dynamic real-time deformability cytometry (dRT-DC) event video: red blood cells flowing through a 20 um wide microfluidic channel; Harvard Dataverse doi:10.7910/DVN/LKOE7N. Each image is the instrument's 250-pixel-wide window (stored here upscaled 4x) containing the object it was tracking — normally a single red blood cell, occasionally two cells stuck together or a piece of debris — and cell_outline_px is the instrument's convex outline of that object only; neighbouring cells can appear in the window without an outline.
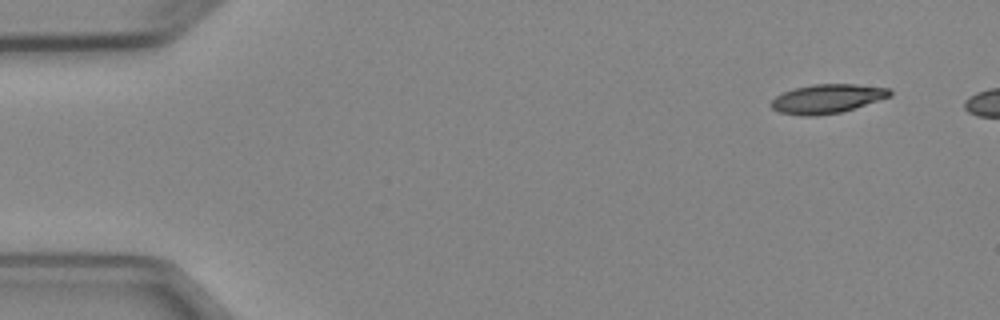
{"species": "Egyptian fruit bat (a non-hibernating species)", "species_latin": "Rousettus aegyptiacus", "temperature_condition": "cold", "stored_images_in_passage": 5, "camera_frame_rate_fps": 3000, "um_per_image_px": 0.085, "animal": {"sex": "female"}, "frame": {"image": 1, "passage_image": 1, "time_ms": 0.0, "image_size_px": [1000, 320], "cell_outline_px": [[892, 96], [840, 112], [816, 116], [804, 116], [780, 112], [772, 108], [768, 104], [776, 96], [784, 92], [796, 88], [812, 84], [856, 84], [888, 88], [892, 92]], "centroid_in_image_um": [70.3, 8.39], "position_along_channel_um": 14.7, "area_um2": 19.94}}